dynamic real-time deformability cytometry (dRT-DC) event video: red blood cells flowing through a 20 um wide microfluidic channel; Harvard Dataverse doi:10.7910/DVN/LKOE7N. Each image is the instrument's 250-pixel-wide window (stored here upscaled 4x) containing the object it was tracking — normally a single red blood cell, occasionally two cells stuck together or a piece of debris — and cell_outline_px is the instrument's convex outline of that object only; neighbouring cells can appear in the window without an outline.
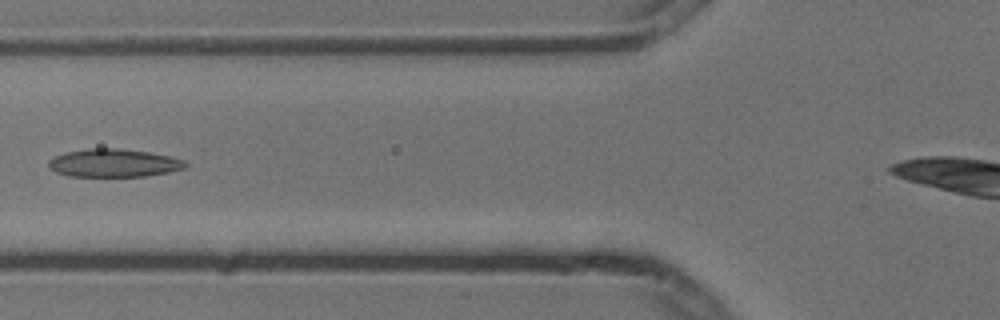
{"species": "common noctule bat (a hibernating species)", "species_latin": "Nyctalus noctula", "temperature_condition": "cold", "stored_images_in_passage": 6, "camera_frame_rate_fps": 3000, "um_per_image_px": 0.085, "animal": {"sex": "male", "body_mass_g": 13.3}, "frame": {"image": 1, "passage_image": 5, "time_ms": 1.333, "image_size_px": [1000, 320], "cell_outline_px": [[188, 164], [184, 168], [168, 172], [144, 176], [68, 176], [56, 172], [48, 168], [48, 160], [64, 152], [88, 148], [120, 148], [148, 152], [168, 156], [184, 160]], "centroid_in_image_um": [9.62, 13.85], "position_along_channel_um": 116.2, "area_um2": 22.37}}
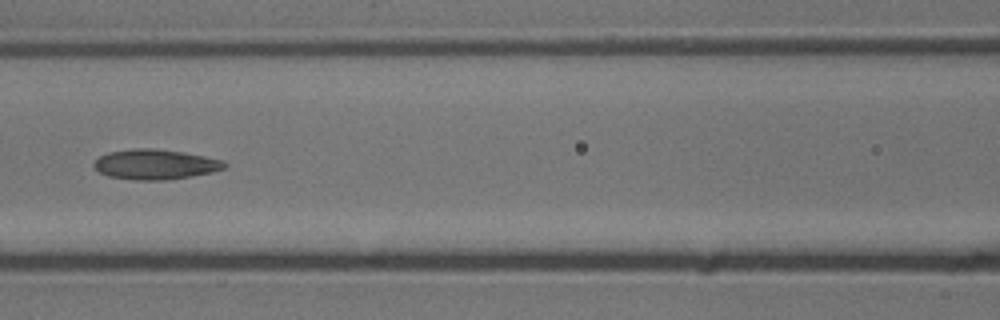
{"frame": {"image": 2, "passage_image": 6, "time_ms": 1.667, "image_size_px": [1000, 320], "cell_outline_px": [[228, 164], [224, 168], [212, 172], [192, 176], [168, 180], [136, 180], [108, 176], [100, 172], [92, 164], [100, 156], [108, 152], [132, 148], [156, 148], [184, 152], [224, 160]], "centroid_in_image_um": [13.22, 13.96], "position_along_channel_um": 153.4, "area_um2": 23.0}}